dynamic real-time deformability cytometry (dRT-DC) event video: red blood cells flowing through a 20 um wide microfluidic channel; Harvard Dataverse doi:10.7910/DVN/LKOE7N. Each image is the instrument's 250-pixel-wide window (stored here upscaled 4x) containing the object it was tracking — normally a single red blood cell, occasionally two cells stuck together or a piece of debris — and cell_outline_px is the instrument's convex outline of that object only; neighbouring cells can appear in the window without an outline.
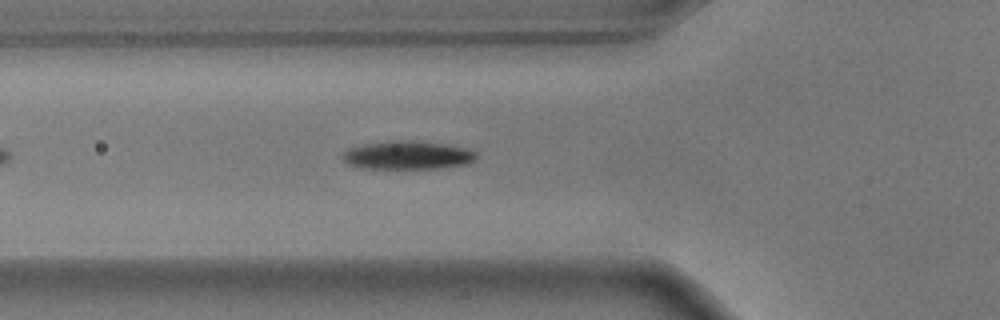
{"species": "common noctule bat (a hibernating species)", "species_latin": "Nyctalus noctula", "temperature_condition": "warm", "stored_images_in_passage": 26, "camera_frame_rate_fps": 3000, "um_per_image_px": 0.085, "animal": {"sex": "male", "body_mass_g": 17.9}, "frame": {"image": 1, "passage_image": 9, "time_ms": 2.667, "image_size_px": [1000, 320], "cell_outline_px": [[476, 160], [468, 164], [436, 168], [360, 168], [348, 164], [340, 156], [348, 148], [364, 144], [392, 140], [412, 140], [444, 144], [468, 148], [476, 152]], "centroid_in_image_um": [34.64, 13.18], "position_along_channel_um": 91.2, "area_um2": 22.2}}
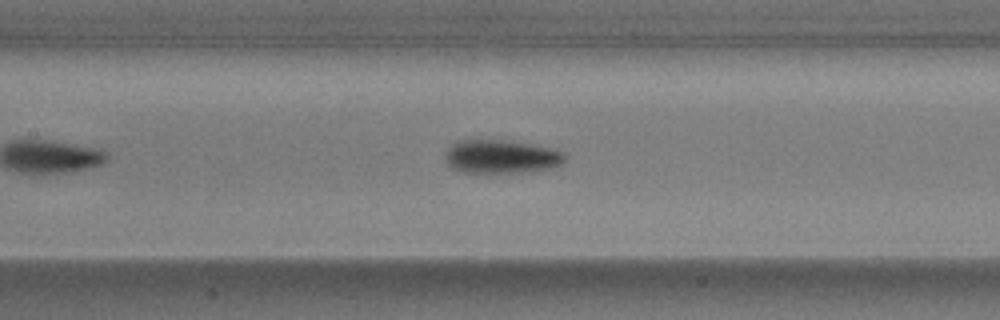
{"frame": {"image": 2, "passage_image": 15, "time_ms": 4.667, "image_size_px": [1000, 320], "cell_outline_px": [[564, 160], [560, 164], [552, 168], [532, 172], [464, 172], [452, 168], [444, 160], [444, 152], [456, 140], [508, 140], [532, 144], [552, 148], [564, 152]], "centroid_in_image_um": [42.58, 13.3], "position_along_channel_um": 164.8, "area_um2": 23.58}}
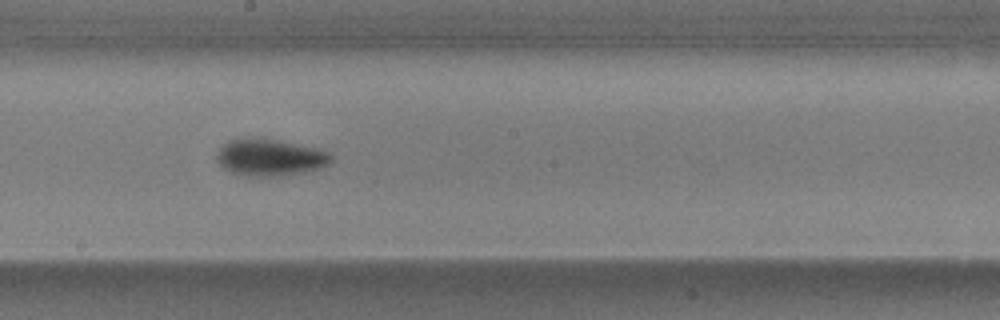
{"frame": {"image": 3, "passage_image": 20, "time_ms": 6.333, "image_size_px": [1000, 320], "cell_outline_px": [[332, 160], [328, 164], [320, 168], [304, 172], [280, 176], [248, 176], [232, 172], [224, 168], [216, 160], [216, 152], [228, 140], [236, 136], [260, 136], [320, 148], [328, 152], [332, 156]], "centroid_in_image_um": [22.92, 13.33], "position_along_channel_um": 225.3, "area_um2": 25.32}}